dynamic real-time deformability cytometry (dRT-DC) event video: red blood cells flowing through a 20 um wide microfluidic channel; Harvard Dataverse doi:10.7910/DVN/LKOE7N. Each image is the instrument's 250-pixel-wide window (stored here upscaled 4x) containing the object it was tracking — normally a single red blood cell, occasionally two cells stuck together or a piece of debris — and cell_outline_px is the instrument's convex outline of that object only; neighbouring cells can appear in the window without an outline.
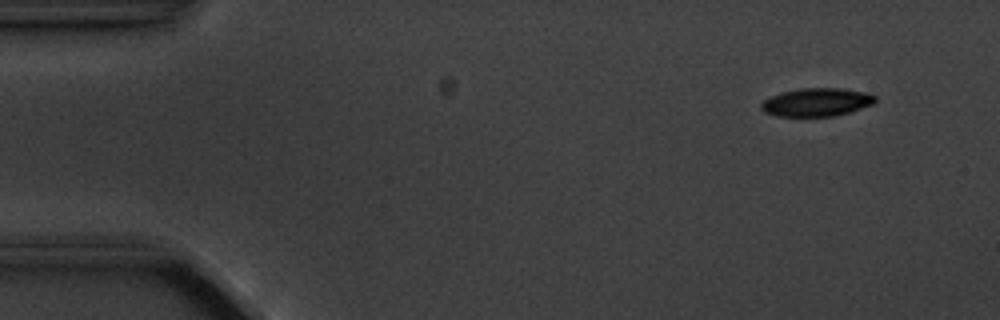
{"species": "common noctule bat (a hibernating species)", "species_latin": "Nyctalus noctula", "temperature_condition": "cold", "stored_images_in_passage": 5, "camera_frame_rate_fps": 3000, "um_per_image_px": 0.085, "animal": {"sex": "male", "body_mass_g": 20.1, "forearm_length_mm": 53.5}, "frame": {"image": 1, "passage_image": 2, "time_ms": 1.0, "image_size_px": [1000, 320], "cell_outline_px": [[876, 100], [872, 104], [848, 112], [832, 116], [776, 116], [764, 112], [760, 108], [760, 104], [768, 96], [780, 92], [800, 88], [844, 88], [868, 92], [876, 96]], "centroid_in_image_um": [69.38, 8.67], "position_along_channel_um": 15.6, "area_um2": 18.9}}